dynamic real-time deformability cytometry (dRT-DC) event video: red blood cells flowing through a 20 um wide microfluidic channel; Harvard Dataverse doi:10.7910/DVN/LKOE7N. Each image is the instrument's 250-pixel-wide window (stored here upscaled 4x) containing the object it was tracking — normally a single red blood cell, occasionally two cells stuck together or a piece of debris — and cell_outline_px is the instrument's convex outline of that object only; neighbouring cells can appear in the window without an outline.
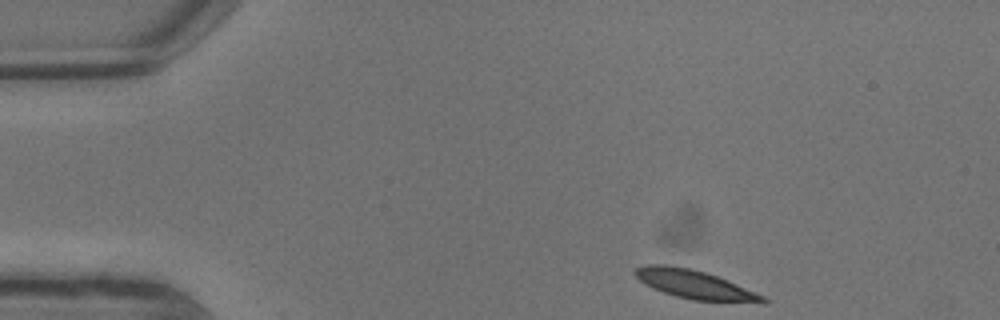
{"species": "common noctule bat (a hibernating species)", "species_latin": "Nyctalus noctula", "temperature_condition": "warm", "stored_images_in_passage": 5, "camera_frame_rate_fps": 3000, "um_per_image_px": 0.085, "animal": {"sex": "male", "body_mass_g": 13.3}, "frame": {"image": 1, "passage_image": 1, "time_ms": 0.0, "image_size_px": [1000, 320], "cell_outline_px": [[768, 300], [692, 300], [676, 296], [664, 292], [640, 280], [636, 276], [636, 268], [648, 264], [664, 264], [692, 268], [728, 280], [764, 296]], "centroid_in_image_um": [58.94, 24.12], "position_along_channel_um": 26.1, "area_um2": 20.11}}
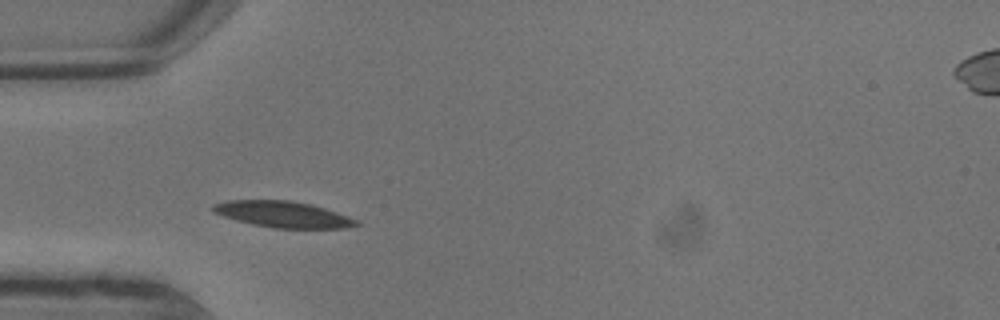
{"frame": {"image": 2, "passage_image": 4, "time_ms": 1.0, "image_size_px": [1000, 320], "cell_outline_px": [[360, 224], [348, 228], [272, 228], [252, 224], [236, 220], [212, 212], [212, 204], [228, 200], [288, 200], [308, 204], [324, 208], [336, 212], [356, 220]], "centroid_in_image_um": [24.01, 18.22], "position_along_channel_um": 61.0, "area_um2": 21.68}}
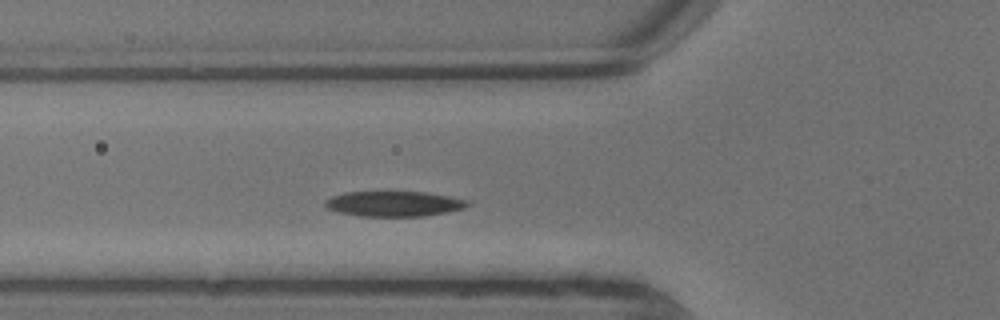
{"frame": {"image": 3, "passage_image": 5, "time_ms": 1.333, "image_size_px": [1000, 320], "cell_outline_px": [[472, 204], [464, 208], [444, 212], [420, 216], [360, 216], [340, 212], [328, 208], [324, 204], [324, 200], [332, 196], [344, 192], [428, 192], [468, 200]], "centroid_in_image_um": [33.48, 17.31], "position_along_channel_um": 92.3, "area_um2": 20.81}}